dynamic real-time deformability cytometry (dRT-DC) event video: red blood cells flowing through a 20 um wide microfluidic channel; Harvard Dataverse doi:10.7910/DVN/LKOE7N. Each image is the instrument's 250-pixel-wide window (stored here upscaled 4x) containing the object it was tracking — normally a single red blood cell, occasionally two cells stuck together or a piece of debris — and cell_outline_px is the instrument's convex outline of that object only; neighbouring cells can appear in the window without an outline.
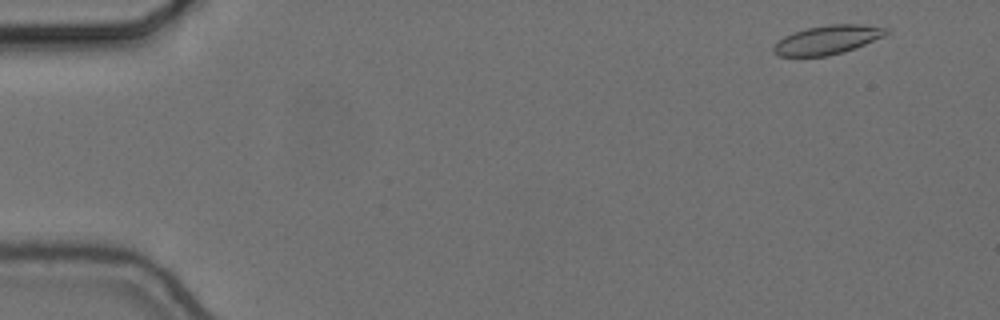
{"species": "common noctule bat (a hibernating species)", "species_latin": "Nyctalus noctula", "temperature_condition": "cold", "stored_images_in_passage": 16, "camera_frame_rate_fps": 3000, "um_per_image_px": 0.085, "animal": {"sex": "female", "body_mass_g": 24.6, "forearm_length_mm": 56.2}, "frame": {"image": 1, "passage_image": 2, "time_ms": 0.333, "image_size_px": [1000, 320], "cell_outline_px": [[892, 32], [884, 36], [844, 52], [828, 56], [780, 56], [772, 52], [772, 48], [784, 36], [808, 28], [828, 24], [860, 24], [888, 28]], "centroid_in_image_um": [70.37, 3.38], "position_along_channel_um": 14.6, "area_um2": 18.84}}
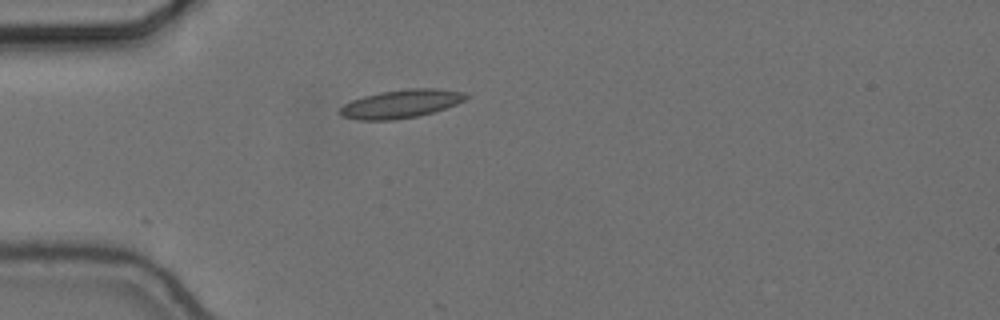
{"frame": {"image": 2, "passage_image": 14, "time_ms": 4.333, "image_size_px": [1000, 320], "cell_outline_px": [[468, 96], [464, 100], [456, 104], [432, 112], [416, 116], [392, 120], [360, 120], [340, 116], [340, 108], [344, 104], [352, 100], [364, 96], [380, 92], [408, 88], [436, 88], [464, 92]], "centroid_in_image_um": [34.06, 8.82], "position_along_channel_um": 50.9, "area_um2": 20.63}}